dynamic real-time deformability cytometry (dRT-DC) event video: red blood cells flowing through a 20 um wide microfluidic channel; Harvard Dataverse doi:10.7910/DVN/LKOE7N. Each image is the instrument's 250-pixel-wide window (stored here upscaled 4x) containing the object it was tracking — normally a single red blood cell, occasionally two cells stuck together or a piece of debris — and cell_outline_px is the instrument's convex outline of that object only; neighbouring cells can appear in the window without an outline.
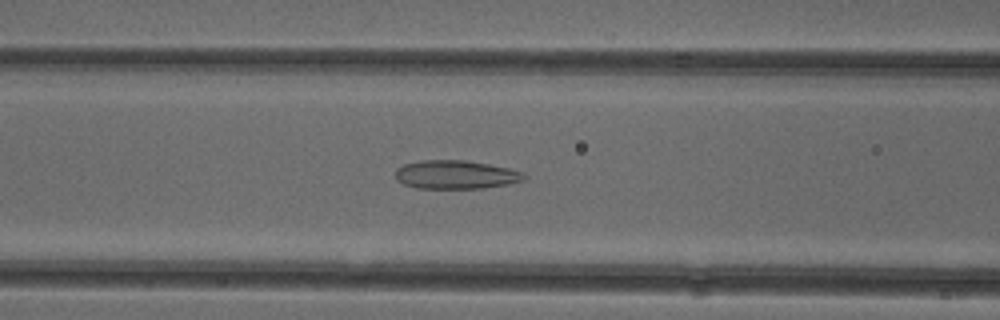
{"species": "common noctule bat (a hibernating species)", "species_latin": "Nyctalus noctula", "temperature_condition": "cold", "stored_images_in_passage": 37, "camera_frame_rate_fps": 3000, "um_per_image_px": 0.085, "animal": {"sex": "female"}, "frame": {"image": 1, "passage_image": 11, "time_ms": 3.333, "image_size_px": [1000, 320], "cell_outline_px": [[528, 176], [524, 180], [508, 184], [484, 188], [416, 188], [404, 184], [396, 180], [396, 168], [404, 164], [424, 160], [464, 160], [488, 164], [508, 168], [524, 172]], "centroid_in_image_um": [38.76, 14.85], "position_along_channel_um": 127.8, "area_um2": 21.44}}
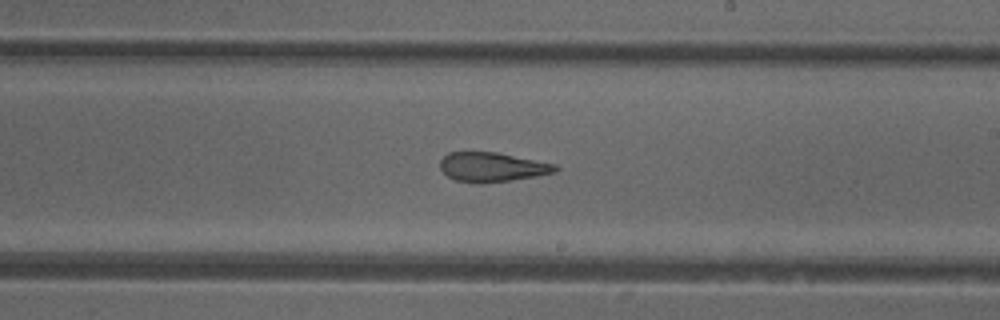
{"frame": {"image": 2, "passage_image": 20, "time_ms": 6.333, "image_size_px": [1000, 320], "cell_outline_px": [[560, 168], [556, 172], [536, 176], [512, 180], [480, 184], [456, 180], [448, 176], [440, 168], [440, 160], [448, 152], [496, 152], [556, 164]], "centroid_in_image_um": [41.84, 14.2], "position_along_channel_um": 247.2, "area_um2": 19.77}}
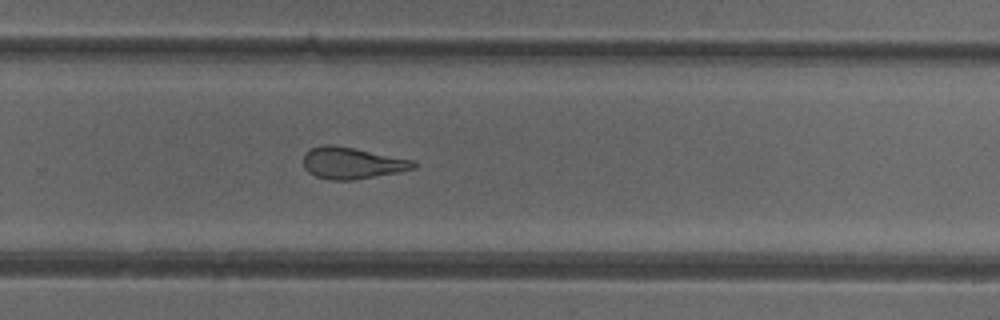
{"frame": {"image": 3, "passage_image": 24, "time_ms": 7.667, "image_size_px": [1000, 320], "cell_outline_px": [[416, 168], [400, 172], [352, 180], [332, 180], [316, 176], [308, 172], [304, 168], [304, 152], [312, 148], [324, 144], [332, 144], [356, 148], [412, 160], [416, 164]], "centroid_in_image_um": [29.9, 13.85], "position_along_channel_um": 299.9, "area_um2": 20.29}, "authors_computed_cell_mechanics": {"area_um2": 20.2878, "velocity_mm_per_s": 3.9776, "shape_relaxation_time_tau1_ms": null, "shape_relaxation_time_tau2_ms": 2.2835, "deformation_change_tau1": null, "deformation_change_tau2": 0.1217}}